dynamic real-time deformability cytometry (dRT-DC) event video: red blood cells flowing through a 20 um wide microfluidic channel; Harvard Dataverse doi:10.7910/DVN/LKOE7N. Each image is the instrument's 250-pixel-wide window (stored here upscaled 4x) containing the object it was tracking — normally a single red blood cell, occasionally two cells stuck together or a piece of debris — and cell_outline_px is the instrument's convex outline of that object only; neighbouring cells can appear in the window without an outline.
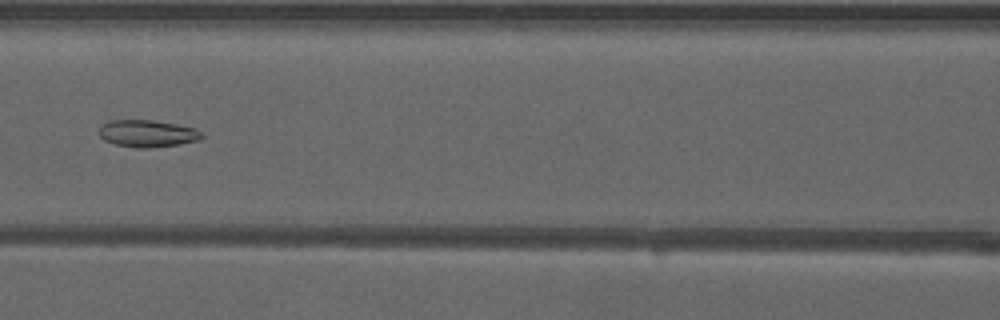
{"species": "common noctule bat (a hibernating species)", "species_latin": "Nyctalus noctula", "temperature_condition": "warm", "stored_images_in_passage": 53, "camera_frame_rate_fps": 3000, "um_per_image_px": 0.085, "animal": {"sex": "male", "forearm_length_mm": 52.5}, "frame": {"image": 1, "passage_image": 25, "time_ms": 8.0, "image_size_px": [1000, 320], "cell_outline_px": [[204, 136], [200, 140], [180, 144], [148, 148], [136, 148], [116, 144], [104, 140], [100, 136], [100, 128], [108, 120], [152, 120], [176, 124], [196, 128]], "centroid_in_image_um": [12.56, 11.35], "position_along_channel_um": 154.0, "area_um2": 16.18}}
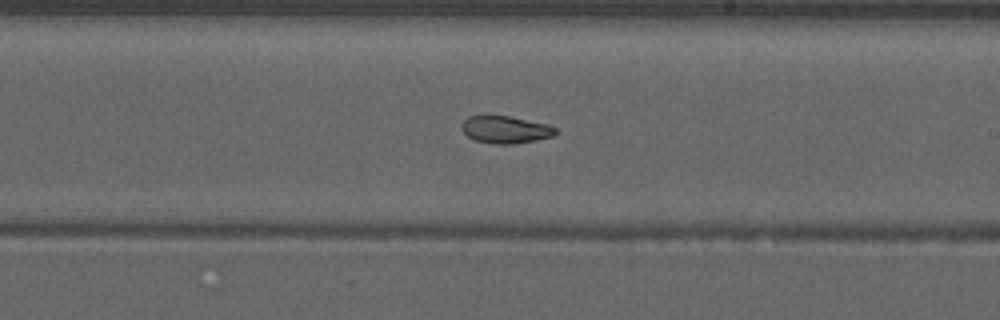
{"frame": {"image": 2, "passage_image": 32, "time_ms": 10.333, "image_size_px": [1000, 320], "cell_outline_px": [[556, 132], [552, 136], [536, 140], [512, 144], [496, 144], [476, 140], [468, 136], [460, 128], [460, 124], [468, 116], [488, 112], [548, 124], [556, 128]], "centroid_in_image_um": [42.89, 10.97], "position_along_channel_um": 246.1, "area_um2": 15.37}}
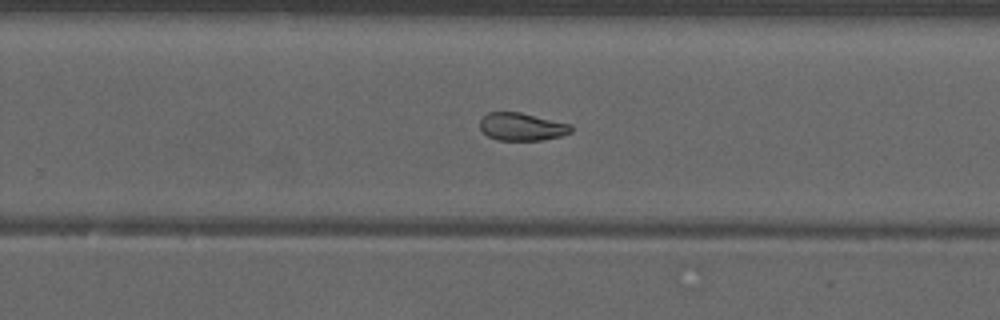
{"frame": {"image": 3, "passage_image": 35, "time_ms": 11.333, "image_size_px": [1000, 320], "cell_outline_px": [[572, 132], [560, 136], [544, 140], [496, 140], [488, 136], [480, 128], [480, 120], [488, 112], [520, 112], [572, 124]], "centroid_in_image_um": [44.37, 10.77], "position_along_channel_um": 285.4, "area_um2": 14.8}, "authors_computed_cell_mechanics": {"area_um2": 17.6868, "velocity_mm_per_s": 3.957, "shape_relaxation_time_tau1_ms": null, "shape_relaxation_time_tau2_ms": 1.9748, "deformation_change_tau1": null, "deformation_change_tau2": 0.0753}}